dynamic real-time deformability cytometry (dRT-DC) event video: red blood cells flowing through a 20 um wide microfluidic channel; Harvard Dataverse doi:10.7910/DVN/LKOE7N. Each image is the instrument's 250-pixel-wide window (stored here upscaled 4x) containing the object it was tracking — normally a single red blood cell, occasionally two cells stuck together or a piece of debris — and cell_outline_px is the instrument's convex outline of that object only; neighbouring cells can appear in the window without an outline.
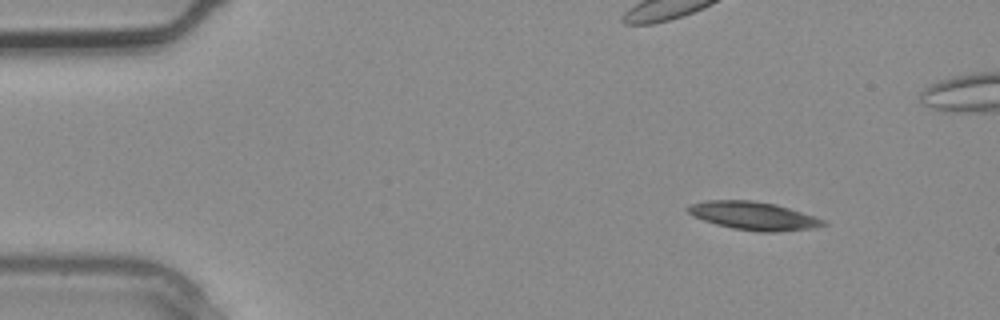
{"species": "common noctule bat (a hibernating species)", "species_latin": "Nyctalus noctula", "temperature_condition": "warm", "stored_images_in_passage": 4, "camera_frame_rate_fps": 3000, "um_per_image_px": 0.085, "animal": {"sex": "male", "body_mass_g": 20.4}, "frame": {"image": 1, "passage_image": 1, "time_ms": 0.0, "image_size_px": [1000, 320], "cell_outline_px": [[828, 224], [812, 228], [776, 232], [760, 232], [732, 228], [716, 224], [704, 220], [688, 212], [684, 208], [692, 204], [708, 200], [752, 200], [776, 204], [824, 220]], "centroid_in_image_um": [64.03, 18.34], "position_along_channel_um": 21.0, "area_um2": 21.91}}